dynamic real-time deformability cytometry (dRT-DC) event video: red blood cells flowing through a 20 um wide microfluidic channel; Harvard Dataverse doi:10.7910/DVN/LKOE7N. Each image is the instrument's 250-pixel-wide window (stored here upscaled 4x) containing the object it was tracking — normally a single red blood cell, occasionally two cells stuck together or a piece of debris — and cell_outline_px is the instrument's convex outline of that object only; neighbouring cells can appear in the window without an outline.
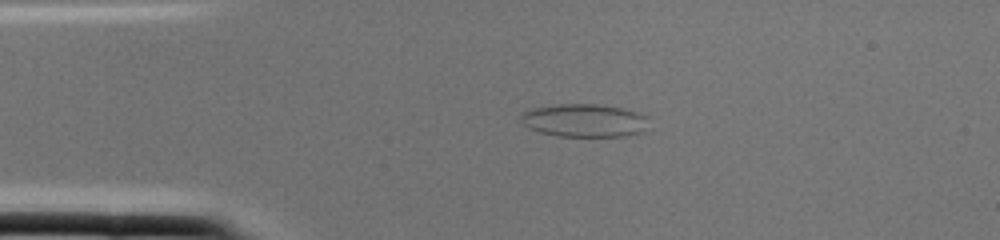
{"species": "common noctule bat (a hibernating species)", "species_latin": "Nyctalus noctula", "temperature_condition": "cold", "stored_images_in_passage": 1, "camera_frame_rate_fps": 3000, "um_per_image_px": 0.085, "animal": {"sex": "female", "body_mass_g": 22.0, "forearm_length_mm": 56.7}, "frame": {"image": 1, "passage_image": 1, "time_ms": 0.0, "image_size_px": [1000, 240], "cell_outline_px": [[648, 116], [640, 132], [628, 136], [556, 136], [540, 132], [528, 128], [520, 120], [520, 116], [524, 112], [532, 108], [556, 104], [600, 104], [620, 108], [636, 112]], "centroid_in_image_um": [49.6, 10.23], "position_along_channel_um": 35.4, "area_um2": 24.45}}